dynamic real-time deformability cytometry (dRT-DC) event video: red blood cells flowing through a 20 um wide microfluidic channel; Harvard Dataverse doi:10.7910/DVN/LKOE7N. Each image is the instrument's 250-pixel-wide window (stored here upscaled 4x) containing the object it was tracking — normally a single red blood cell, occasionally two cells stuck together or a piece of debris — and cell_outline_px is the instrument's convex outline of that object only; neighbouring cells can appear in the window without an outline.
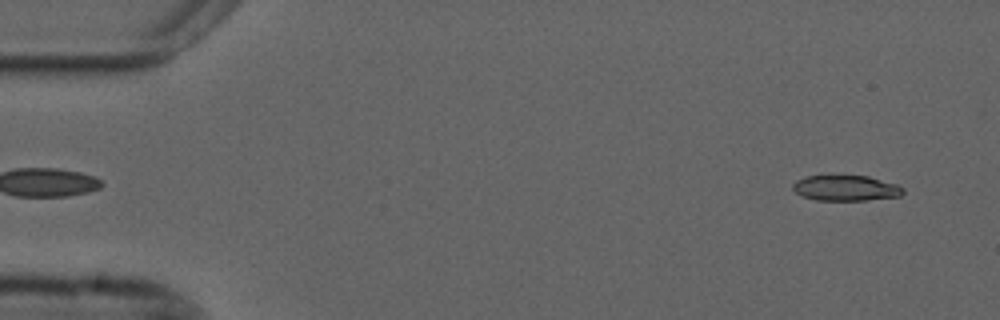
{"species": "common noctule bat (a hibernating species)", "species_latin": "Nyctalus noctula", "temperature_condition": "cold", "stored_images_in_passage": 54, "camera_frame_rate_fps": 3000, "um_per_image_px": 0.085, "animal": {"sex": "male", "forearm_length_mm": 52.5}, "frame": {"image": 1, "passage_image": 2, "time_ms": 0.333, "image_size_px": [1000, 320], "cell_outline_px": [[904, 192], [900, 196], [868, 200], [816, 200], [804, 196], [796, 192], [792, 188], [792, 184], [796, 180], [804, 176], [832, 172], [868, 176], [896, 184], [904, 188]], "centroid_in_image_um": [71.84, 15.92], "position_along_channel_um": 13.2, "area_um2": 17.22}}
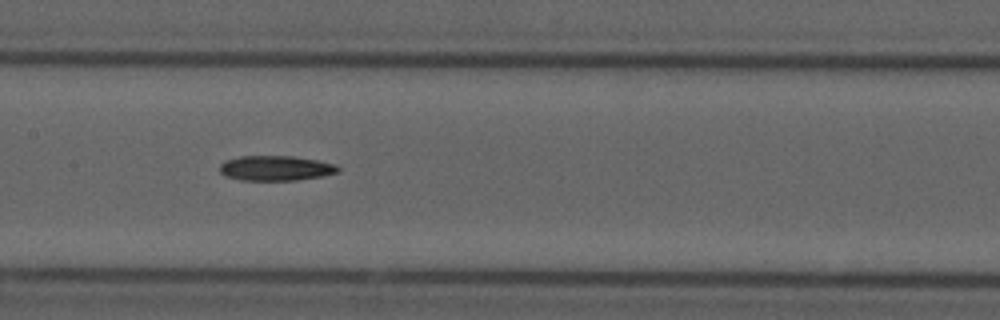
{"frame": {"image": 2, "passage_image": 25, "time_ms": 8.0, "image_size_px": [1000, 320], "cell_outline_px": [[340, 172], [320, 176], [296, 180], [240, 180], [228, 176], [220, 172], [220, 164], [224, 160], [240, 156], [292, 156], [316, 160], [336, 164], [340, 168]], "centroid_in_image_um": [23.44, 14.29], "position_along_channel_um": 184.0, "area_um2": 17.17}}
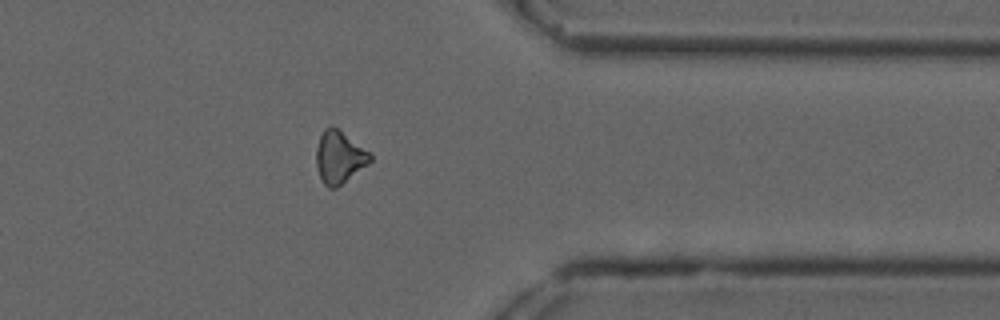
{"frame": {"image": 3, "passage_image": 42, "time_ms": 13.667, "image_size_px": [1000, 320], "cell_outline_px": [[372, 160], [368, 164], [336, 188], [328, 188], [324, 184], [320, 176], [316, 164], [316, 148], [320, 136], [324, 128], [328, 124], [332, 124], [372, 152]], "centroid_in_image_um": [28.85, 13.32], "position_along_channel_um": 382.5, "area_um2": 16.7}}